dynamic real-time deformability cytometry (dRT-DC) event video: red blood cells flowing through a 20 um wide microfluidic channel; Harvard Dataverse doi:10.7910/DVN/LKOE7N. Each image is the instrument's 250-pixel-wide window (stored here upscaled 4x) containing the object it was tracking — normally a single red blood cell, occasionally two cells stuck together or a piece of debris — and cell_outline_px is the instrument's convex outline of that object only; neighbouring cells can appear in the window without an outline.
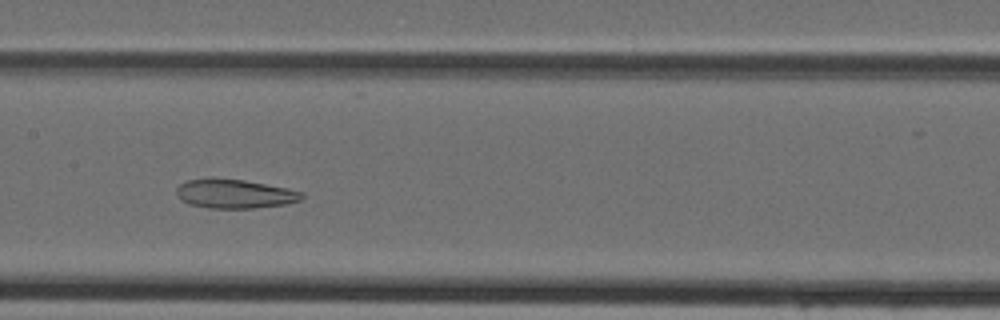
{"species": "Egyptian fruit bat (a non-hibernating species)", "species_latin": "Rousettus aegyptiacus", "temperature_condition": "cold", "stored_images_in_passage": 32, "camera_frame_rate_fps": 3000, "um_per_image_px": 0.085, "animal": {"sex": "female"}, "frame": {"image": 1, "passage_image": 9, "time_ms": 2.667, "image_size_px": [1000, 320], "cell_outline_px": [[304, 200], [284, 204], [256, 208], [208, 208], [188, 204], [176, 192], [176, 188], [180, 184], [188, 180], [212, 176], [244, 180], [288, 188], [304, 192]], "centroid_in_image_um": [19.97, 16.45], "position_along_channel_um": 187.4, "area_um2": 21.56}}
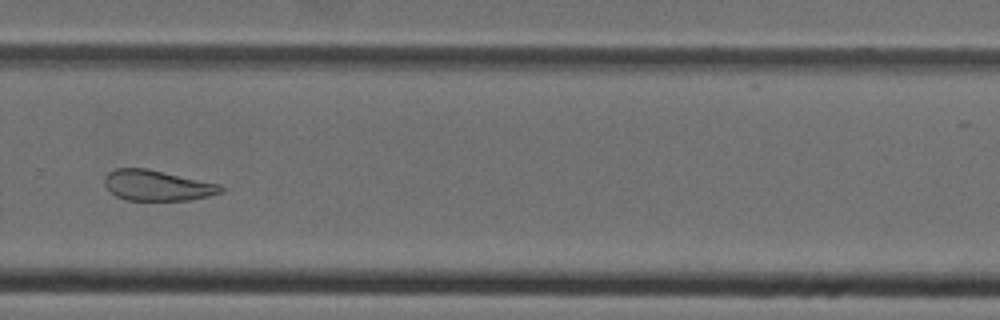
{"frame": {"image": 2, "passage_image": 18, "time_ms": 5.667, "image_size_px": [1000, 320], "cell_outline_px": [[224, 192], [192, 200], [124, 200], [116, 196], [104, 184], [104, 176], [108, 172], [116, 168], [148, 168], [220, 184], [224, 188]], "centroid_in_image_um": [13.37, 15.76], "position_along_channel_um": 316.4, "area_um2": 20.87}}
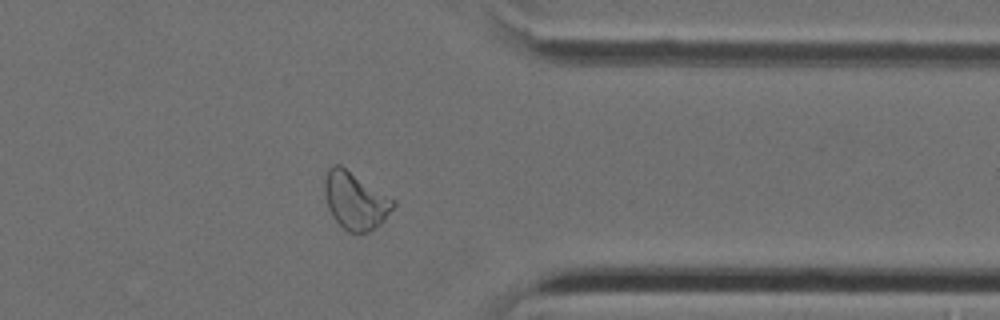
{"frame": {"image": 3, "passage_image": 23, "time_ms": 7.333, "image_size_px": [1000, 320], "cell_outline_px": [[396, 204], [384, 220], [380, 224], [368, 232], [348, 232], [332, 216], [328, 208], [324, 192], [324, 180], [328, 168], [332, 164], [340, 164], [396, 200]], "centroid_in_image_um": [30.19, 17.03], "position_along_channel_um": 381.2, "area_um2": 22.95}}